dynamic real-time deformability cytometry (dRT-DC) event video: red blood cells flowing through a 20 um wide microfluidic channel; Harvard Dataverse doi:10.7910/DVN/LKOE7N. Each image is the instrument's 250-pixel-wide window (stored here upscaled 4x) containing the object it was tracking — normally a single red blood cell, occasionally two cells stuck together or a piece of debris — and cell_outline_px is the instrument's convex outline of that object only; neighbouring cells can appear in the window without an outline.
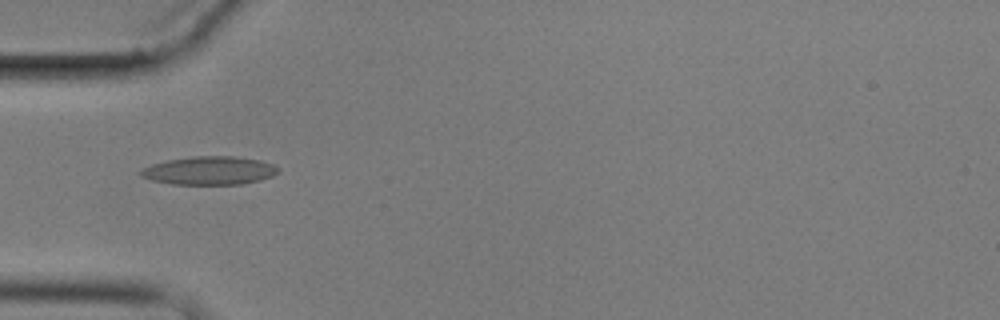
{"species": "common noctule bat (a hibernating species)", "species_latin": "Nyctalus noctula", "temperature_condition": "cold", "stored_images_in_passage": 7, "camera_frame_rate_fps": 3000, "um_per_image_px": 0.085, "animal": {"sex": "male", "body_mass_g": 17.9}, "frame": {"image": 1, "passage_image": 3, "time_ms": 3.333, "image_size_px": [1000, 320], "cell_outline_px": [[280, 172], [272, 176], [260, 180], [240, 184], [172, 184], [152, 180], [140, 176], [136, 172], [152, 164], [168, 160], [192, 156], [232, 156], [260, 160], [272, 164], [280, 168]], "centroid_in_image_um": [17.8, 14.5], "position_along_channel_um": 67.2, "area_um2": 22.72}}
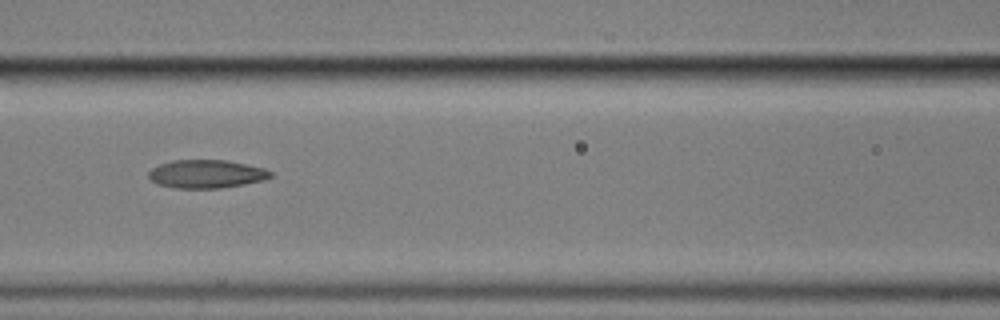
{"frame": {"image": 2, "passage_image": 5, "time_ms": 5.667, "image_size_px": [1000, 320], "cell_outline_px": [[272, 176], [264, 180], [244, 184], [220, 188], [172, 188], [156, 184], [148, 176], [148, 172], [152, 168], [160, 164], [172, 160], [228, 160], [264, 168], [272, 172]], "centroid_in_image_um": [17.53, 14.79], "position_along_channel_um": 149.1, "area_um2": 20.17}}
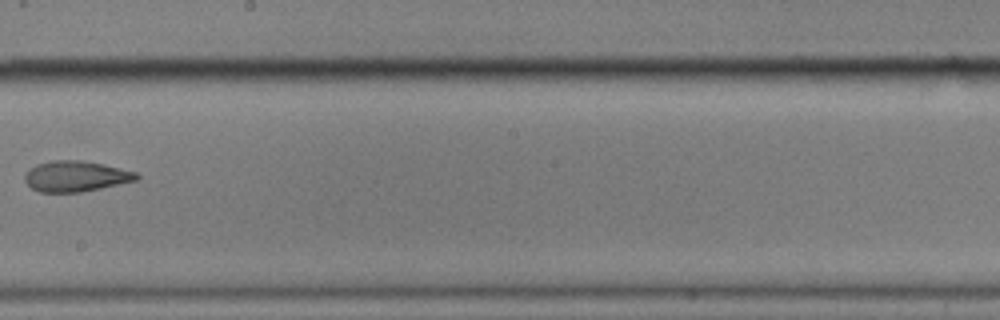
{"frame": {"image": 3, "passage_image": 7, "time_ms": 8.333, "image_size_px": [1000, 320], "cell_outline_px": [[140, 176], [136, 180], [100, 188], [80, 192], [40, 192], [32, 188], [24, 180], [24, 176], [36, 164], [52, 160], [80, 160], [100, 164], [136, 172]], "centroid_in_image_um": [6.41, 14.98], "position_along_channel_um": 241.8, "area_um2": 19.59}}